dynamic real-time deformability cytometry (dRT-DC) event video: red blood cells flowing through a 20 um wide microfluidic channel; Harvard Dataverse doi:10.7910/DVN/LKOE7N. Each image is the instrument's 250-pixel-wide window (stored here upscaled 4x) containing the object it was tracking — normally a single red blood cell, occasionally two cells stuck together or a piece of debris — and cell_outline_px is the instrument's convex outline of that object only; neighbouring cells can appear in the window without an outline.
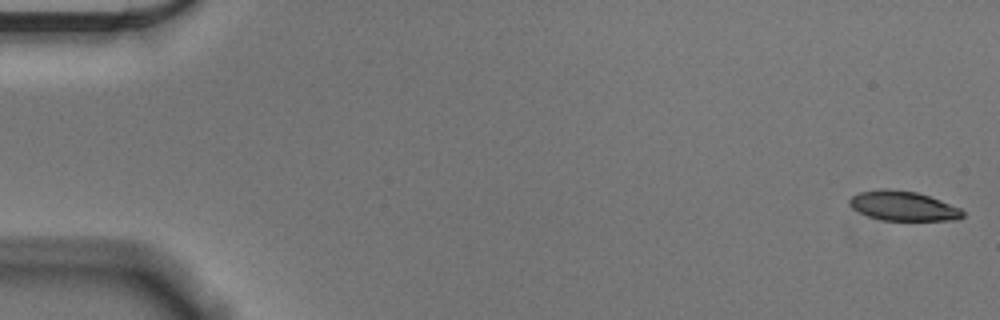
{"species": "Egyptian fruit bat (a non-hibernating species)", "species_latin": "Rousettus aegyptiacus", "temperature_condition": "cold", "stored_images_in_passage": 55, "camera_frame_rate_fps": 3000, "um_per_image_px": 0.085, "animal": {"sex": "male"}, "frame": {"image": 1, "passage_image": 1, "time_ms": 0.0, "image_size_px": [1000, 320], "cell_outline_px": [[964, 216], [956, 220], [880, 220], [868, 216], [852, 208], [848, 204], [848, 200], [852, 196], [860, 192], [880, 188], [888, 188], [916, 192], [940, 200], [960, 208], [964, 212]], "centroid_in_image_um": [76.74, 17.5], "position_along_channel_um": 8.3, "area_um2": 19.54}}
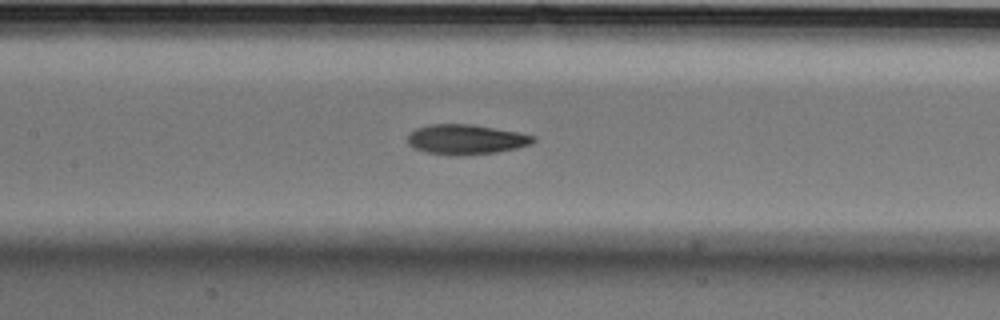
{"frame": {"image": 2, "passage_image": 26, "time_ms": 8.333, "image_size_px": [1000, 320], "cell_outline_px": [[536, 140], [532, 144], [516, 148], [496, 152], [460, 156], [448, 156], [428, 152], [412, 148], [408, 144], [408, 136], [416, 128], [432, 124], [472, 124], [520, 132], [536, 136]], "centroid_in_image_um": [39.63, 11.86], "position_along_channel_um": 167.8, "area_um2": 22.14}}
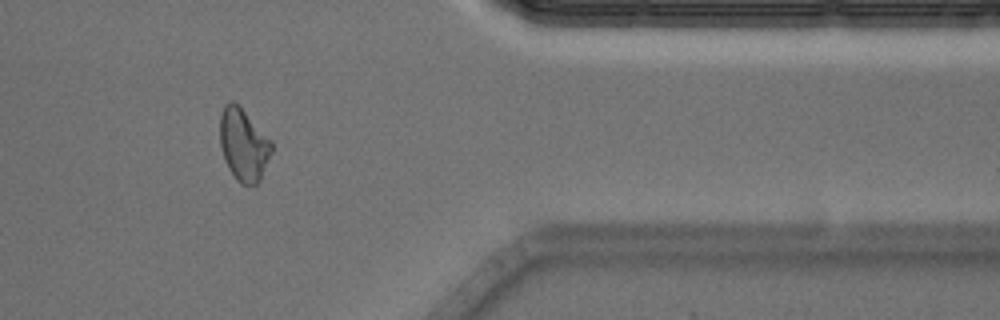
{"frame": {"image": 3, "passage_image": 46, "time_ms": 15.0, "image_size_px": [1000, 320], "cell_outline_px": [[272, 152], [260, 180], [256, 184], [240, 184], [236, 180], [228, 168], [224, 160], [220, 144], [220, 116], [224, 104], [228, 100], [232, 100], [272, 140]], "centroid_in_image_um": [20.69, 12.31], "position_along_channel_um": 390.7, "area_um2": 21.68}, "authors_computed_cell_mechanics": {"area_um2": 21.675, "velocity_mm_per_s": 3.6209, "shape_relaxation_time_tau1_ms": 4.839, "shape_relaxation_time_tau2_ms": 5.8837, "deformation_change_tau1": 0.1283, "deformation_change_tau2": 0.1297}}